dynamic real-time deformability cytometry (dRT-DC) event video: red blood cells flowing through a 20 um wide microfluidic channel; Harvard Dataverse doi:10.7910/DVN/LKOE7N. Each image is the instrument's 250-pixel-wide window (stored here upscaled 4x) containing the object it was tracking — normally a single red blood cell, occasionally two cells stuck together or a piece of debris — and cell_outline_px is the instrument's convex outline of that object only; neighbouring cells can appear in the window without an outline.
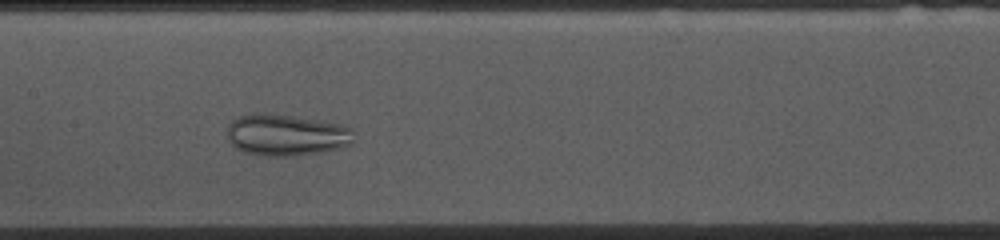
{"species": "common noctule bat (a hibernating species)", "species_latin": "Nyctalus noctula", "temperature_condition": "cold", "stored_images_in_passage": 41, "camera_frame_rate_fps": 3000, "um_per_image_px": 0.085, "animal": {"sex": "female", "body_mass_g": 10.0, "forearm_length_mm": 53.1}, "frame": {"image": 1, "passage_image": 22, "time_ms": 7.0, "image_size_px": [1000, 240], "cell_outline_px": [[352, 144], [324, 152], [296, 156], [264, 156], [244, 152], [236, 148], [228, 140], [228, 124], [236, 116], [252, 112], [264, 112], [296, 116], [344, 124], [352, 128]], "centroid_in_image_um": [24.32, 11.45], "position_along_channel_um": 183.1, "area_um2": 31.33}}
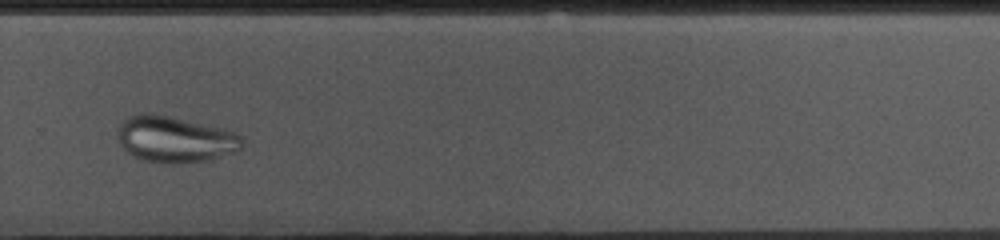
{"frame": {"image": 2, "passage_image": 33, "time_ms": 10.667, "image_size_px": [1000, 240], "cell_outline_px": [[244, 148], [240, 152], [208, 160], [180, 164], [168, 164], [144, 160], [128, 152], [120, 144], [120, 120], [128, 116], [144, 112], [152, 112], [224, 128], [236, 132], [244, 140]], "centroid_in_image_um": [14.96, 11.84], "position_along_channel_um": 314.8, "area_um2": 34.04}}
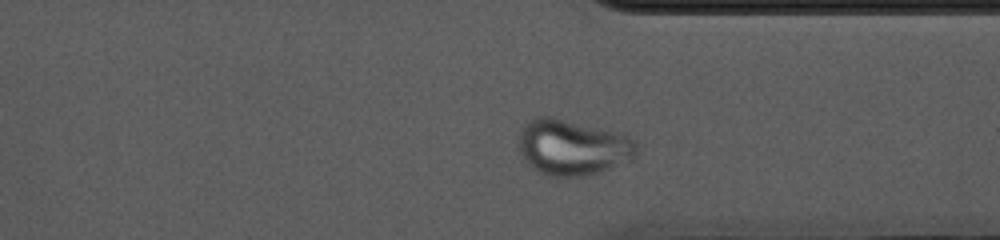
{"frame": {"image": 3, "passage_image": 37, "time_ms": 12.0, "image_size_px": [1000, 240], "cell_outline_px": [[636, 152], [632, 156], [600, 172], [584, 176], [548, 176], [536, 172], [528, 164], [520, 152], [520, 132], [536, 116], [552, 116], [628, 132], [636, 140]], "centroid_in_image_um": [48.71, 12.48], "position_along_channel_um": 362.7, "area_um2": 38.49}}